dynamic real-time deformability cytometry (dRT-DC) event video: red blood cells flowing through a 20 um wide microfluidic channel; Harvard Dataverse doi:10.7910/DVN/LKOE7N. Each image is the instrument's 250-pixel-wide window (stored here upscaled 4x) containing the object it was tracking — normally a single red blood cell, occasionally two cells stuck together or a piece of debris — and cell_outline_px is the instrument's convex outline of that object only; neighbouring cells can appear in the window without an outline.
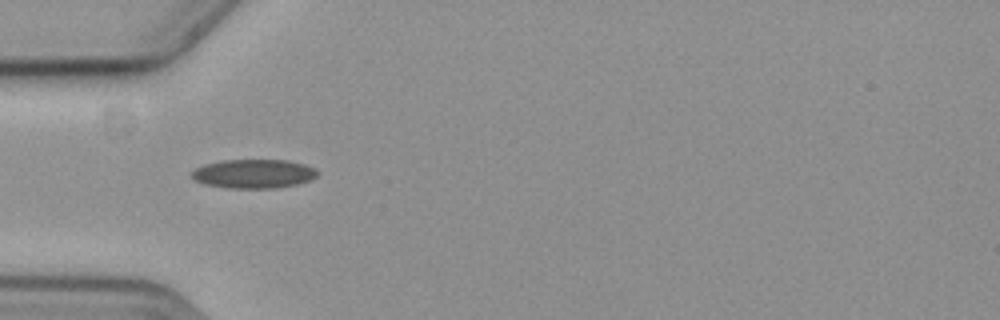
{"species": "common noctule bat (a hibernating species)", "species_latin": "Nyctalus noctula", "temperature_condition": "cold", "stored_images_in_passage": 10, "camera_frame_rate_fps": 3000, "um_per_image_px": 0.085, "animal": {"sex": "female", "body_mass_g": 19.3, "forearm_length_mm": 54.1}, "frame": {"image": 1, "passage_image": 1, "time_ms": 0.0, "image_size_px": [1000, 320], "cell_outline_px": [[320, 172], [316, 176], [308, 180], [296, 184], [276, 188], [228, 188], [204, 184], [196, 180], [192, 176], [192, 172], [196, 168], [204, 164], [224, 160], [288, 160], [304, 164], [316, 168]], "centroid_in_image_um": [21.58, 14.76], "position_along_channel_um": 63.4, "area_um2": 21.15}}
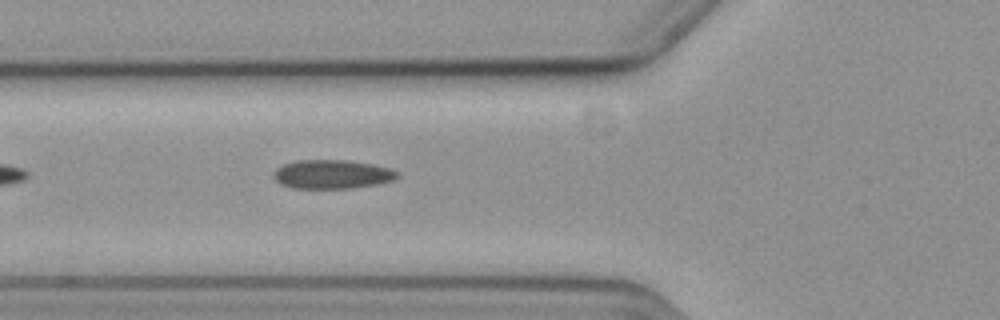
{"frame": {"image": 2, "passage_image": 4, "time_ms": 1.0, "image_size_px": [1000, 320], "cell_outline_px": [[400, 176], [396, 180], [376, 184], [352, 188], [292, 188], [280, 184], [272, 176], [272, 172], [276, 168], [284, 164], [296, 160], [348, 160], [372, 164], [388, 168], [396, 172]], "centroid_in_image_um": [28.2, 14.81], "position_along_channel_um": 97.6, "area_um2": 20.92}}
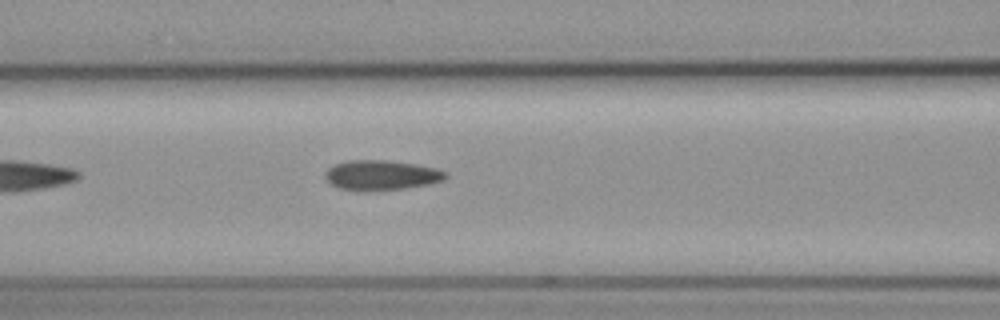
{"frame": {"image": 3, "passage_image": 7, "time_ms": 2.0, "image_size_px": [1000, 320], "cell_outline_px": [[448, 176], [444, 180], [428, 184], [404, 188], [360, 192], [340, 188], [332, 184], [324, 176], [328, 168], [336, 164], [348, 160], [388, 160], [416, 164], [436, 168], [448, 172]], "centroid_in_image_um": [32.43, 14.89], "position_along_channel_um": 134.2, "area_um2": 21.1}}